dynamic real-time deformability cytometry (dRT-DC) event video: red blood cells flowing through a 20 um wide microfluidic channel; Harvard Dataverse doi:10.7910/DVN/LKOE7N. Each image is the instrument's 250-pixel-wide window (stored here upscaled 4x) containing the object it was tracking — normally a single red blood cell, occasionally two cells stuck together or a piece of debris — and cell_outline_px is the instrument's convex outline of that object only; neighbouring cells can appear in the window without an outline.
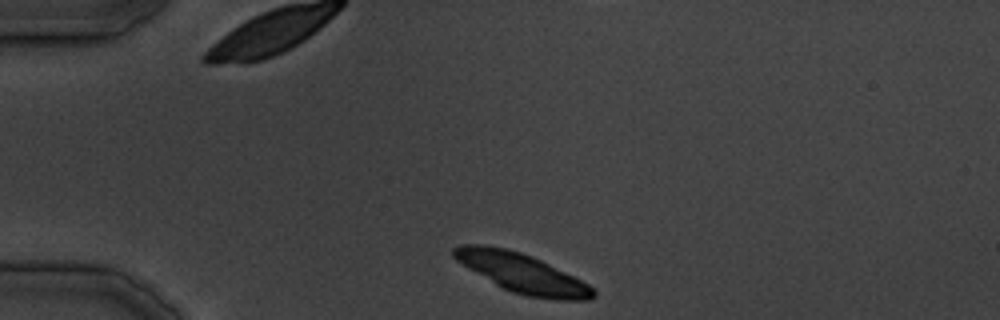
{"species": "common noctule bat (a hibernating species)", "species_latin": "Nyctalus noctula", "temperature_condition": "cold", "stored_images_in_passage": 10, "camera_frame_rate_fps": 3000, "um_per_image_px": 0.085, "animal": {"sex": "male", "body_mass_g": 19.5, "forearm_length_mm": 54.6}, "frame": {"image": 1, "passage_image": 1, "time_ms": 0.0, "image_size_px": [1000, 320], "cell_outline_px": [[596, 296], [588, 300], [556, 300], [528, 296], [512, 292], [496, 284], [468, 268], [456, 260], [452, 256], [452, 248], [456, 244], [488, 244], [508, 248], [532, 256], [588, 284], [596, 292]], "centroid_in_image_um": [44.32, 23.19], "position_along_channel_um": 40.7, "area_um2": 31.67}}